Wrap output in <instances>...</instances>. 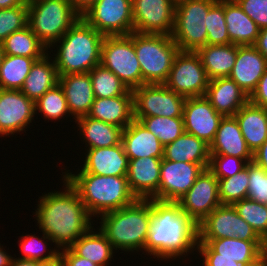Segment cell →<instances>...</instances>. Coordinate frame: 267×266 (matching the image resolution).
<instances>
[{
    "instance_id": "6da1fadb",
    "label": "cell",
    "mask_w": 267,
    "mask_h": 266,
    "mask_svg": "<svg viewBox=\"0 0 267 266\" xmlns=\"http://www.w3.org/2000/svg\"><path fill=\"white\" fill-rule=\"evenodd\" d=\"M62 180L64 191H52L39 197L34 214L39 229L59 250L69 248L93 223V216L88 213L76 189L66 178Z\"/></svg>"
},
{
    "instance_id": "7a4b0ae2",
    "label": "cell",
    "mask_w": 267,
    "mask_h": 266,
    "mask_svg": "<svg viewBox=\"0 0 267 266\" xmlns=\"http://www.w3.org/2000/svg\"><path fill=\"white\" fill-rule=\"evenodd\" d=\"M151 217L144 249L147 255L158 260H175L197 249L198 225L182 211L177 202L152 199Z\"/></svg>"
},
{
    "instance_id": "3957f363",
    "label": "cell",
    "mask_w": 267,
    "mask_h": 266,
    "mask_svg": "<svg viewBox=\"0 0 267 266\" xmlns=\"http://www.w3.org/2000/svg\"><path fill=\"white\" fill-rule=\"evenodd\" d=\"M151 214L152 199H137L128 206L100 215L99 229L114 250L139 252L145 249L152 221Z\"/></svg>"
},
{
    "instance_id": "277c9868",
    "label": "cell",
    "mask_w": 267,
    "mask_h": 266,
    "mask_svg": "<svg viewBox=\"0 0 267 266\" xmlns=\"http://www.w3.org/2000/svg\"><path fill=\"white\" fill-rule=\"evenodd\" d=\"M104 35L82 17L51 47L58 45L54 62L59 76L90 72L101 62ZM59 48V49H58Z\"/></svg>"
},
{
    "instance_id": "5b68a950",
    "label": "cell",
    "mask_w": 267,
    "mask_h": 266,
    "mask_svg": "<svg viewBox=\"0 0 267 266\" xmlns=\"http://www.w3.org/2000/svg\"><path fill=\"white\" fill-rule=\"evenodd\" d=\"M64 178L76 189L88 213L92 216L118 210L135 202L127 176H103L90 173L64 172Z\"/></svg>"
},
{
    "instance_id": "8992f818",
    "label": "cell",
    "mask_w": 267,
    "mask_h": 266,
    "mask_svg": "<svg viewBox=\"0 0 267 266\" xmlns=\"http://www.w3.org/2000/svg\"><path fill=\"white\" fill-rule=\"evenodd\" d=\"M80 17L69 0L28 1V26L48 50Z\"/></svg>"
},
{
    "instance_id": "52a82bcc",
    "label": "cell",
    "mask_w": 267,
    "mask_h": 266,
    "mask_svg": "<svg viewBox=\"0 0 267 266\" xmlns=\"http://www.w3.org/2000/svg\"><path fill=\"white\" fill-rule=\"evenodd\" d=\"M134 48L141 67L142 85L163 84L179 52L172 36L134 32Z\"/></svg>"
},
{
    "instance_id": "ba28073f",
    "label": "cell",
    "mask_w": 267,
    "mask_h": 266,
    "mask_svg": "<svg viewBox=\"0 0 267 266\" xmlns=\"http://www.w3.org/2000/svg\"><path fill=\"white\" fill-rule=\"evenodd\" d=\"M216 0H177L172 39L179 51L196 52L207 45V14Z\"/></svg>"
},
{
    "instance_id": "9c48e42d",
    "label": "cell",
    "mask_w": 267,
    "mask_h": 266,
    "mask_svg": "<svg viewBox=\"0 0 267 266\" xmlns=\"http://www.w3.org/2000/svg\"><path fill=\"white\" fill-rule=\"evenodd\" d=\"M100 64L111 70L133 90L142 85V72L134 48V31L129 35L105 36Z\"/></svg>"
},
{
    "instance_id": "30bf717a",
    "label": "cell",
    "mask_w": 267,
    "mask_h": 266,
    "mask_svg": "<svg viewBox=\"0 0 267 266\" xmlns=\"http://www.w3.org/2000/svg\"><path fill=\"white\" fill-rule=\"evenodd\" d=\"M81 17L104 36L133 32L132 0H95Z\"/></svg>"
},
{
    "instance_id": "8fae6325",
    "label": "cell",
    "mask_w": 267,
    "mask_h": 266,
    "mask_svg": "<svg viewBox=\"0 0 267 266\" xmlns=\"http://www.w3.org/2000/svg\"><path fill=\"white\" fill-rule=\"evenodd\" d=\"M209 82L199 55L193 51H179L163 84L189 98L205 96Z\"/></svg>"
},
{
    "instance_id": "7c38bea8",
    "label": "cell",
    "mask_w": 267,
    "mask_h": 266,
    "mask_svg": "<svg viewBox=\"0 0 267 266\" xmlns=\"http://www.w3.org/2000/svg\"><path fill=\"white\" fill-rule=\"evenodd\" d=\"M132 93L134 117H183L186 97L164 84H143Z\"/></svg>"
},
{
    "instance_id": "4fadbf2b",
    "label": "cell",
    "mask_w": 267,
    "mask_h": 266,
    "mask_svg": "<svg viewBox=\"0 0 267 266\" xmlns=\"http://www.w3.org/2000/svg\"><path fill=\"white\" fill-rule=\"evenodd\" d=\"M233 237L244 241H263L238 215L233 205L221 204L198 225V240Z\"/></svg>"
},
{
    "instance_id": "5bb4252c",
    "label": "cell",
    "mask_w": 267,
    "mask_h": 266,
    "mask_svg": "<svg viewBox=\"0 0 267 266\" xmlns=\"http://www.w3.org/2000/svg\"><path fill=\"white\" fill-rule=\"evenodd\" d=\"M177 0H132L133 31L172 35Z\"/></svg>"
},
{
    "instance_id": "9a60e30c",
    "label": "cell",
    "mask_w": 267,
    "mask_h": 266,
    "mask_svg": "<svg viewBox=\"0 0 267 266\" xmlns=\"http://www.w3.org/2000/svg\"><path fill=\"white\" fill-rule=\"evenodd\" d=\"M197 225L221 205L217 177L207 168L197 177L189 191L177 201Z\"/></svg>"
},
{
    "instance_id": "2e32d148",
    "label": "cell",
    "mask_w": 267,
    "mask_h": 266,
    "mask_svg": "<svg viewBox=\"0 0 267 266\" xmlns=\"http://www.w3.org/2000/svg\"><path fill=\"white\" fill-rule=\"evenodd\" d=\"M204 168L197 163L162 159L158 192L151 198L159 201L177 202L194 185Z\"/></svg>"
},
{
    "instance_id": "e0dca14e",
    "label": "cell",
    "mask_w": 267,
    "mask_h": 266,
    "mask_svg": "<svg viewBox=\"0 0 267 266\" xmlns=\"http://www.w3.org/2000/svg\"><path fill=\"white\" fill-rule=\"evenodd\" d=\"M35 102L21 90L0 89V135L1 137L25 132L32 123Z\"/></svg>"
},
{
    "instance_id": "ac0fdd59",
    "label": "cell",
    "mask_w": 267,
    "mask_h": 266,
    "mask_svg": "<svg viewBox=\"0 0 267 266\" xmlns=\"http://www.w3.org/2000/svg\"><path fill=\"white\" fill-rule=\"evenodd\" d=\"M263 241H244L239 238L198 240L197 250L203 258H228L253 266L262 260Z\"/></svg>"
},
{
    "instance_id": "d6986e66",
    "label": "cell",
    "mask_w": 267,
    "mask_h": 266,
    "mask_svg": "<svg viewBox=\"0 0 267 266\" xmlns=\"http://www.w3.org/2000/svg\"><path fill=\"white\" fill-rule=\"evenodd\" d=\"M224 116L218 113L205 96L186 98L183 109L184 129L209 146Z\"/></svg>"
},
{
    "instance_id": "ffe728a7",
    "label": "cell",
    "mask_w": 267,
    "mask_h": 266,
    "mask_svg": "<svg viewBox=\"0 0 267 266\" xmlns=\"http://www.w3.org/2000/svg\"><path fill=\"white\" fill-rule=\"evenodd\" d=\"M267 69V59L254 45H237L235 64L228 76L250 96Z\"/></svg>"
},
{
    "instance_id": "44dd1931",
    "label": "cell",
    "mask_w": 267,
    "mask_h": 266,
    "mask_svg": "<svg viewBox=\"0 0 267 266\" xmlns=\"http://www.w3.org/2000/svg\"><path fill=\"white\" fill-rule=\"evenodd\" d=\"M163 157L129 159L127 180L137 199H151L159 189Z\"/></svg>"
},
{
    "instance_id": "7402d4cb",
    "label": "cell",
    "mask_w": 267,
    "mask_h": 266,
    "mask_svg": "<svg viewBox=\"0 0 267 266\" xmlns=\"http://www.w3.org/2000/svg\"><path fill=\"white\" fill-rule=\"evenodd\" d=\"M84 164L79 173L103 176H127L129 158L122 143L111 147L86 149Z\"/></svg>"
},
{
    "instance_id": "603a6c76",
    "label": "cell",
    "mask_w": 267,
    "mask_h": 266,
    "mask_svg": "<svg viewBox=\"0 0 267 266\" xmlns=\"http://www.w3.org/2000/svg\"><path fill=\"white\" fill-rule=\"evenodd\" d=\"M58 83L64 91L70 115L75 120L87 116L95 99L89 72L59 76Z\"/></svg>"
},
{
    "instance_id": "cb8c5ba5",
    "label": "cell",
    "mask_w": 267,
    "mask_h": 266,
    "mask_svg": "<svg viewBox=\"0 0 267 266\" xmlns=\"http://www.w3.org/2000/svg\"><path fill=\"white\" fill-rule=\"evenodd\" d=\"M210 155H230L253 161V153L243 138L239 124L234 116L223 117L215 138L209 146Z\"/></svg>"
},
{
    "instance_id": "d4e9b609",
    "label": "cell",
    "mask_w": 267,
    "mask_h": 266,
    "mask_svg": "<svg viewBox=\"0 0 267 266\" xmlns=\"http://www.w3.org/2000/svg\"><path fill=\"white\" fill-rule=\"evenodd\" d=\"M205 97L224 117L234 116L249 101V96L229 77L210 80Z\"/></svg>"
},
{
    "instance_id": "484cf974",
    "label": "cell",
    "mask_w": 267,
    "mask_h": 266,
    "mask_svg": "<svg viewBox=\"0 0 267 266\" xmlns=\"http://www.w3.org/2000/svg\"><path fill=\"white\" fill-rule=\"evenodd\" d=\"M87 116L124 129L134 120L132 90H129L125 95L117 97H95Z\"/></svg>"
},
{
    "instance_id": "4316f807",
    "label": "cell",
    "mask_w": 267,
    "mask_h": 266,
    "mask_svg": "<svg viewBox=\"0 0 267 266\" xmlns=\"http://www.w3.org/2000/svg\"><path fill=\"white\" fill-rule=\"evenodd\" d=\"M121 143L129 159L164 156V146L158 137L136 119L123 129Z\"/></svg>"
},
{
    "instance_id": "83f0119b",
    "label": "cell",
    "mask_w": 267,
    "mask_h": 266,
    "mask_svg": "<svg viewBox=\"0 0 267 266\" xmlns=\"http://www.w3.org/2000/svg\"><path fill=\"white\" fill-rule=\"evenodd\" d=\"M234 117L246 144L254 153L267 140V110L248 101Z\"/></svg>"
},
{
    "instance_id": "f1b7e54d",
    "label": "cell",
    "mask_w": 267,
    "mask_h": 266,
    "mask_svg": "<svg viewBox=\"0 0 267 266\" xmlns=\"http://www.w3.org/2000/svg\"><path fill=\"white\" fill-rule=\"evenodd\" d=\"M165 160L200 164L209 167V145L196 136L184 132L176 140L164 147Z\"/></svg>"
},
{
    "instance_id": "f546056e",
    "label": "cell",
    "mask_w": 267,
    "mask_h": 266,
    "mask_svg": "<svg viewBox=\"0 0 267 266\" xmlns=\"http://www.w3.org/2000/svg\"><path fill=\"white\" fill-rule=\"evenodd\" d=\"M225 21L232 44H255L260 29L235 0H225Z\"/></svg>"
},
{
    "instance_id": "4dcf8cb0",
    "label": "cell",
    "mask_w": 267,
    "mask_h": 266,
    "mask_svg": "<svg viewBox=\"0 0 267 266\" xmlns=\"http://www.w3.org/2000/svg\"><path fill=\"white\" fill-rule=\"evenodd\" d=\"M50 57L52 58L46 53L42 58L35 60L21 88V91L34 102L58 84L57 68L54 59Z\"/></svg>"
},
{
    "instance_id": "1f68e13d",
    "label": "cell",
    "mask_w": 267,
    "mask_h": 266,
    "mask_svg": "<svg viewBox=\"0 0 267 266\" xmlns=\"http://www.w3.org/2000/svg\"><path fill=\"white\" fill-rule=\"evenodd\" d=\"M79 125L80 134L86 148H102L118 145L122 142L123 128L83 116L75 121ZM87 142V143H86ZM88 144V145H87Z\"/></svg>"
},
{
    "instance_id": "d6a6232c",
    "label": "cell",
    "mask_w": 267,
    "mask_h": 266,
    "mask_svg": "<svg viewBox=\"0 0 267 266\" xmlns=\"http://www.w3.org/2000/svg\"><path fill=\"white\" fill-rule=\"evenodd\" d=\"M210 80L228 77L237 57V45H205L196 51Z\"/></svg>"
},
{
    "instance_id": "836d02e7",
    "label": "cell",
    "mask_w": 267,
    "mask_h": 266,
    "mask_svg": "<svg viewBox=\"0 0 267 266\" xmlns=\"http://www.w3.org/2000/svg\"><path fill=\"white\" fill-rule=\"evenodd\" d=\"M69 248L79 257L91 260L98 266H108L114 254V248L105 234L99 228L94 232L93 226Z\"/></svg>"
},
{
    "instance_id": "e575fe53",
    "label": "cell",
    "mask_w": 267,
    "mask_h": 266,
    "mask_svg": "<svg viewBox=\"0 0 267 266\" xmlns=\"http://www.w3.org/2000/svg\"><path fill=\"white\" fill-rule=\"evenodd\" d=\"M1 44L5 55L42 58L49 52L29 26L13 32Z\"/></svg>"
},
{
    "instance_id": "d590c367",
    "label": "cell",
    "mask_w": 267,
    "mask_h": 266,
    "mask_svg": "<svg viewBox=\"0 0 267 266\" xmlns=\"http://www.w3.org/2000/svg\"><path fill=\"white\" fill-rule=\"evenodd\" d=\"M38 59L4 54L0 65V89L21 90L32 64Z\"/></svg>"
},
{
    "instance_id": "8d00e7d4",
    "label": "cell",
    "mask_w": 267,
    "mask_h": 266,
    "mask_svg": "<svg viewBox=\"0 0 267 266\" xmlns=\"http://www.w3.org/2000/svg\"><path fill=\"white\" fill-rule=\"evenodd\" d=\"M165 147L185 132L183 117H134Z\"/></svg>"
},
{
    "instance_id": "74e56055",
    "label": "cell",
    "mask_w": 267,
    "mask_h": 266,
    "mask_svg": "<svg viewBox=\"0 0 267 266\" xmlns=\"http://www.w3.org/2000/svg\"><path fill=\"white\" fill-rule=\"evenodd\" d=\"M94 96L96 98H110L125 95L128 87L111 70L101 64L90 72Z\"/></svg>"
},
{
    "instance_id": "f35d334b",
    "label": "cell",
    "mask_w": 267,
    "mask_h": 266,
    "mask_svg": "<svg viewBox=\"0 0 267 266\" xmlns=\"http://www.w3.org/2000/svg\"><path fill=\"white\" fill-rule=\"evenodd\" d=\"M249 186V162L246 168L235 175L218 179L219 198L221 204L233 205L247 198Z\"/></svg>"
},
{
    "instance_id": "ab89813d",
    "label": "cell",
    "mask_w": 267,
    "mask_h": 266,
    "mask_svg": "<svg viewBox=\"0 0 267 266\" xmlns=\"http://www.w3.org/2000/svg\"><path fill=\"white\" fill-rule=\"evenodd\" d=\"M38 111L47 120H60L63 116H68L67 114L70 116L64 91L59 83L35 101V114Z\"/></svg>"
},
{
    "instance_id": "60d3db41",
    "label": "cell",
    "mask_w": 267,
    "mask_h": 266,
    "mask_svg": "<svg viewBox=\"0 0 267 266\" xmlns=\"http://www.w3.org/2000/svg\"><path fill=\"white\" fill-rule=\"evenodd\" d=\"M207 44H231L225 21V0H216L207 14Z\"/></svg>"
},
{
    "instance_id": "b9f144b4",
    "label": "cell",
    "mask_w": 267,
    "mask_h": 266,
    "mask_svg": "<svg viewBox=\"0 0 267 266\" xmlns=\"http://www.w3.org/2000/svg\"><path fill=\"white\" fill-rule=\"evenodd\" d=\"M238 215L264 239L267 237V204L248 198L233 204Z\"/></svg>"
},
{
    "instance_id": "7bdbcfd3",
    "label": "cell",
    "mask_w": 267,
    "mask_h": 266,
    "mask_svg": "<svg viewBox=\"0 0 267 266\" xmlns=\"http://www.w3.org/2000/svg\"><path fill=\"white\" fill-rule=\"evenodd\" d=\"M42 234L43 237L41 239L35 236V234H26L25 236L22 235L19 246L23 255H21L22 257H20V259H28L41 262L52 260L60 254V250L56 249L55 247L54 250L49 249V251H47L46 246L48 245V243L46 241H52L46 234Z\"/></svg>"
},
{
    "instance_id": "ee69618b",
    "label": "cell",
    "mask_w": 267,
    "mask_h": 266,
    "mask_svg": "<svg viewBox=\"0 0 267 266\" xmlns=\"http://www.w3.org/2000/svg\"><path fill=\"white\" fill-rule=\"evenodd\" d=\"M28 26V2L21 5L0 9V43L15 31Z\"/></svg>"
},
{
    "instance_id": "f6af8a7d",
    "label": "cell",
    "mask_w": 267,
    "mask_h": 266,
    "mask_svg": "<svg viewBox=\"0 0 267 266\" xmlns=\"http://www.w3.org/2000/svg\"><path fill=\"white\" fill-rule=\"evenodd\" d=\"M247 161L230 155H210L208 169L217 179L228 178L246 168Z\"/></svg>"
},
{
    "instance_id": "bcb514c9",
    "label": "cell",
    "mask_w": 267,
    "mask_h": 266,
    "mask_svg": "<svg viewBox=\"0 0 267 266\" xmlns=\"http://www.w3.org/2000/svg\"><path fill=\"white\" fill-rule=\"evenodd\" d=\"M247 198L267 204V172L254 161L249 162Z\"/></svg>"
},
{
    "instance_id": "7dc6e473",
    "label": "cell",
    "mask_w": 267,
    "mask_h": 266,
    "mask_svg": "<svg viewBox=\"0 0 267 266\" xmlns=\"http://www.w3.org/2000/svg\"><path fill=\"white\" fill-rule=\"evenodd\" d=\"M259 29L267 27V0H235Z\"/></svg>"
},
{
    "instance_id": "c3c4849f",
    "label": "cell",
    "mask_w": 267,
    "mask_h": 266,
    "mask_svg": "<svg viewBox=\"0 0 267 266\" xmlns=\"http://www.w3.org/2000/svg\"><path fill=\"white\" fill-rule=\"evenodd\" d=\"M249 102L267 110V69L249 96Z\"/></svg>"
},
{
    "instance_id": "681fc988",
    "label": "cell",
    "mask_w": 267,
    "mask_h": 266,
    "mask_svg": "<svg viewBox=\"0 0 267 266\" xmlns=\"http://www.w3.org/2000/svg\"><path fill=\"white\" fill-rule=\"evenodd\" d=\"M60 251L63 266H98L91 260L79 257L70 248H64Z\"/></svg>"
},
{
    "instance_id": "f907efd6",
    "label": "cell",
    "mask_w": 267,
    "mask_h": 266,
    "mask_svg": "<svg viewBox=\"0 0 267 266\" xmlns=\"http://www.w3.org/2000/svg\"><path fill=\"white\" fill-rule=\"evenodd\" d=\"M253 161L267 172V140L253 153Z\"/></svg>"
},
{
    "instance_id": "816d5d0a",
    "label": "cell",
    "mask_w": 267,
    "mask_h": 266,
    "mask_svg": "<svg viewBox=\"0 0 267 266\" xmlns=\"http://www.w3.org/2000/svg\"><path fill=\"white\" fill-rule=\"evenodd\" d=\"M203 266H243L242 264L228 258H203Z\"/></svg>"
},
{
    "instance_id": "f5cc1de1",
    "label": "cell",
    "mask_w": 267,
    "mask_h": 266,
    "mask_svg": "<svg viewBox=\"0 0 267 266\" xmlns=\"http://www.w3.org/2000/svg\"><path fill=\"white\" fill-rule=\"evenodd\" d=\"M254 47L267 59V27L260 29Z\"/></svg>"
},
{
    "instance_id": "db71d44e",
    "label": "cell",
    "mask_w": 267,
    "mask_h": 266,
    "mask_svg": "<svg viewBox=\"0 0 267 266\" xmlns=\"http://www.w3.org/2000/svg\"><path fill=\"white\" fill-rule=\"evenodd\" d=\"M72 7L82 15L94 2L95 0H69Z\"/></svg>"
},
{
    "instance_id": "11a10c76",
    "label": "cell",
    "mask_w": 267,
    "mask_h": 266,
    "mask_svg": "<svg viewBox=\"0 0 267 266\" xmlns=\"http://www.w3.org/2000/svg\"><path fill=\"white\" fill-rule=\"evenodd\" d=\"M38 261L28 260V259H20L19 257L14 258L12 256L11 262L9 266H37Z\"/></svg>"
},
{
    "instance_id": "9f6ffc18",
    "label": "cell",
    "mask_w": 267,
    "mask_h": 266,
    "mask_svg": "<svg viewBox=\"0 0 267 266\" xmlns=\"http://www.w3.org/2000/svg\"><path fill=\"white\" fill-rule=\"evenodd\" d=\"M25 0H0V9L13 8L21 5Z\"/></svg>"
},
{
    "instance_id": "6f0895ef",
    "label": "cell",
    "mask_w": 267,
    "mask_h": 266,
    "mask_svg": "<svg viewBox=\"0 0 267 266\" xmlns=\"http://www.w3.org/2000/svg\"><path fill=\"white\" fill-rule=\"evenodd\" d=\"M37 266H63V263L59 254L56 258H53L52 260L38 262Z\"/></svg>"
},
{
    "instance_id": "680465c9",
    "label": "cell",
    "mask_w": 267,
    "mask_h": 266,
    "mask_svg": "<svg viewBox=\"0 0 267 266\" xmlns=\"http://www.w3.org/2000/svg\"><path fill=\"white\" fill-rule=\"evenodd\" d=\"M3 248L4 247L3 246L1 247V244H0V266H9L12 257L8 253H6L3 250Z\"/></svg>"
},
{
    "instance_id": "91938a15",
    "label": "cell",
    "mask_w": 267,
    "mask_h": 266,
    "mask_svg": "<svg viewBox=\"0 0 267 266\" xmlns=\"http://www.w3.org/2000/svg\"><path fill=\"white\" fill-rule=\"evenodd\" d=\"M262 260L267 266V237L263 239V246H262Z\"/></svg>"
},
{
    "instance_id": "94428289",
    "label": "cell",
    "mask_w": 267,
    "mask_h": 266,
    "mask_svg": "<svg viewBox=\"0 0 267 266\" xmlns=\"http://www.w3.org/2000/svg\"><path fill=\"white\" fill-rule=\"evenodd\" d=\"M3 56H4V51H3L2 44L0 43V65H1V62H2V59H3Z\"/></svg>"
},
{
    "instance_id": "6125c7cd",
    "label": "cell",
    "mask_w": 267,
    "mask_h": 266,
    "mask_svg": "<svg viewBox=\"0 0 267 266\" xmlns=\"http://www.w3.org/2000/svg\"><path fill=\"white\" fill-rule=\"evenodd\" d=\"M253 266H266V264L263 262V260H261L260 262L256 263Z\"/></svg>"
}]
</instances>
